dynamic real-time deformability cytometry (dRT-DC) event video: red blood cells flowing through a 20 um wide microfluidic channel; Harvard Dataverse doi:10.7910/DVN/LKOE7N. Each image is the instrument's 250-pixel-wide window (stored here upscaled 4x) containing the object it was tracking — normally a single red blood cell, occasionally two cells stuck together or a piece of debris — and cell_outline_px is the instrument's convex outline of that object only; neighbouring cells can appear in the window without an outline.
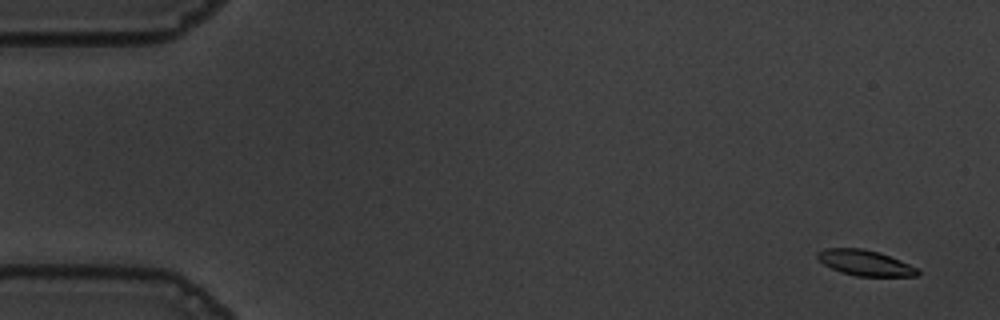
{"species": "common noctule bat (a hibernating species)", "species_latin": "Nyctalus noctula", "temperature_condition": "warm", "stored_images_in_passage": 57, "camera_frame_rate_fps": 3000, "um_per_image_px": 0.085, "animal": {"sex": "male", "body_mass_g": 19.5, "forearm_length_mm": 54.6}, "frame": {"image": 1, "passage_image": 3, "time_ms": 0.667, "image_size_px": [1000, 320], "cell_outline_px": [[920, 276], [856, 276], [840, 272], [824, 264], [816, 256], [816, 252], [824, 248], [864, 248], [880, 252], [900, 260], [916, 268], [920, 272]], "centroid_in_image_um": [73.52, 22.33], "position_along_channel_um": 11.5, "area_um2": 14.97}}
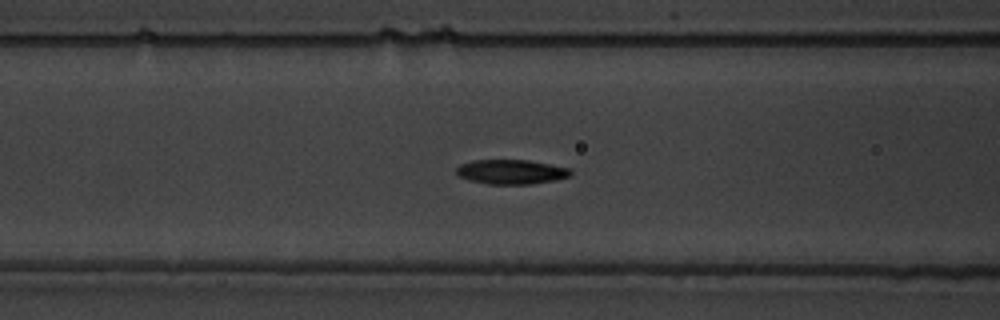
{"frame": {"image": 2, "passage_image": 23, "time_ms": 7.333, "image_size_px": [1000, 320], "cell_outline_px": [[572, 176], [556, 180], [532, 184], [488, 184], [468, 180], [460, 176], [456, 172], [456, 168], [460, 164], [472, 160], [528, 160], [568, 168], [572, 172]], "centroid_in_image_um": [43.45, 14.61], "position_along_channel_um": 123.2, "area_um2": 16.36}}
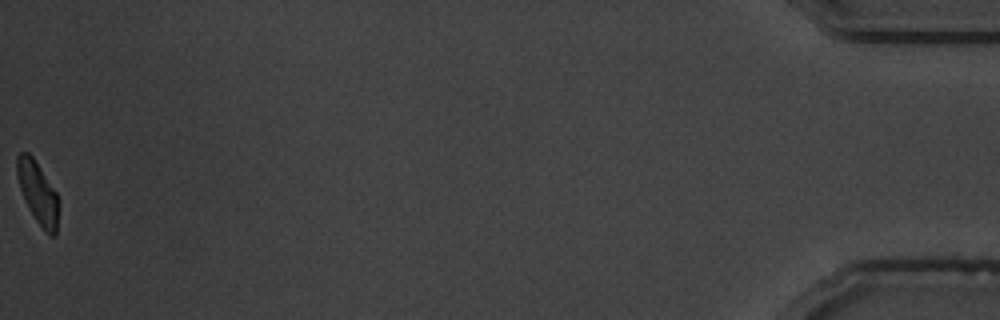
{"frame": {"image": 3, "passage_image": 57, "time_ms": 18.667, "image_size_px": [1000, 320], "cell_outline_px": [[60, 204], [56, 236], [48, 236], [36, 220], [20, 188], [16, 176], [16, 156], [20, 152], [28, 152], [32, 156], [56, 192], [60, 200]], "centroid_in_image_um": [3.25, 16.4], "position_along_channel_um": 432.0, "area_um2": 15.09}, "authors_computed_cell_mechanics": {"area_um2": 16.0684, "velocity_mm_per_s": 3.5984, "shape_relaxation_time_tau1_ms": 3.0769, "shape_relaxation_time_tau2_ms": 4.7287, "deformation_change_tau1": 0.1587, "deformation_change_tau2": 0.0855}}